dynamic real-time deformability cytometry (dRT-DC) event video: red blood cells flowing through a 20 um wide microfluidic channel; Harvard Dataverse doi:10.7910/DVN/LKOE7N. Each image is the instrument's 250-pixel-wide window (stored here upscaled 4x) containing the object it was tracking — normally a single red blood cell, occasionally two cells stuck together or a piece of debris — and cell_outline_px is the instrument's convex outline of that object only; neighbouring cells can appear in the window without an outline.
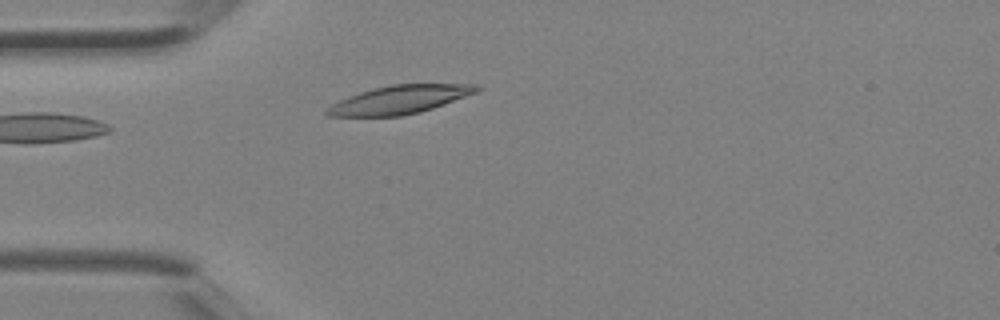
{"species": "Egyptian fruit bat (a non-hibernating species)", "species_latin": "Rousettus aegyptiacus", "temperature_condition": "room temperature", "stored_images_in_passage": 2, "camera_frame_rate_fps": 3000, "um_per_image_px": 0.085, "animal": {"sex": "female"}, "frame": {"image": 1, "passage_image": 2, "time_ms": 0.333, "image_size_px": [1000, 320], "cell_outline_px": [[480, 88], [476, 92], [444, 104], [420, 112], [400, 116], [328, 116], [324, 112], [332, 104], [348, 96], [372, 88], [392, 84], [476, 84]], "centroid_in_image_um": [33.94, 8.46], "position_along_channel_um": 51.1, "area_um2": 24.45}}